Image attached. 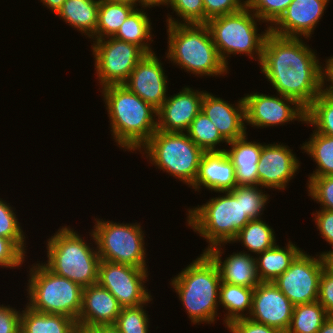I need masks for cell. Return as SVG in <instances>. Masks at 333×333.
<instances>
[{"label":"cell","instance_id":"cell-26","mask_svg":"<svg viewBox=\"0 0 333 333\" xmlns=\"http://www.w3.org/2000/svg\"><path fill=\"white\" fill-rule=\"evenodd\" d=\"M302 250L292 242H288L286 247L275 245L271 249L257 254L256 266L258 277L261 282H273L286 269Z\"/></svg>","mask_w":333,"mask_h":333},{"label":"cell","instance_id":"cell-16","mask_svg":"<svg viewBox=\"0 0 333 333\" xmlns=\"http://www.w3.org/2000/svg\"><path fill=\"white\" fill-rule=\"evenodd\" d=\"M155 52L146 54L123 84L143 101L159 109L167 98V76Z\"/></svg>","mask_w":333,"mask_h":333},{"label":"cell","instance_id":"cell-11","mask_svg":"<svg viewBox=\"0 0 333 333\" xmlns=\"http://www.w3.org/2000/svg\"><path fill=\"white\" fill-rule=\"evenodd\" d=\"M91 47L101 88L124 84L137 63L146 55L135 44L114 37L95 40Z\"/></svg>","mask_w":333,"mask_h":333},{"label":"cell","instance_id":"cell-43","mask_svg":"<svg viewBox=\"0 0 333 333\" xmlns=\"http://www.w3.org/2000/svg\"><path fill=\"white\" fill-rule=\"evenodd\" d=\"M25 253L10 239L0 237V266L18 268L23 264Z\"/></svg>","mask_w":333,"mask_h":333},{"label":"cell","instance_id":"cell-37","mask_svg":"<svg viewBox=\"0 0 333 333\" xmlns=\"http://www.w3.org/2000/svg\"><path fill=\"white\" fill-rule=\"evenodd\" d=\"M168 6L183 20L178 22L169 15L167 24H205L203 0H169Z\"/></svg>","mask_w":333,"mask_h":333},{"label":"cell","instance_id":"cell-29","mask_svg":"<svg viewBox=\"0 0 333 333\" xmlns=\"http://www.w3.org/2000/svg\"><path fill=\"white\" fill-rule=\"evenodd\" d=\"M151 22L144 10L136 8L123 22L117 33L113 36L121 41H126L140 47L146 54L153 53L150 44L153 42L151 35ZM149 45V46H148Z\"/></svg>","mask_w":333,"mask_h":333},{"label":"cell","instance_id":"cell-25","mask_svg":"<svg viewBox=\"0 0 333 333\" xmlns=\"http://www.w3.org/2000/svg\"><path fill=\"white\" fill-rule=\"evenodd\" d=\"M100 0H66L57 16L95 40Z\"/></svg>","mask_w":333,"mask_h":333},{"label":"cell","instance_id":"cell-3","mask_svg":"<svg viewBox=\"0 0 333 333\" xmlns=\"http://www.w3.org/2000/svg\"><path fill=\"white\" fill-rule=\"evenodd\" d=\"M220 274L214 261L203 252L171 284L193 322L213 323L219 306Z\"/></svg>","mask_w":333,"mask_h":333},{"label":"cell","instance_id":"cell-48","mask_svg":"<svg viewBox=\"0 0 333 333\" xmlns=\"http://www.w3.org/2000/svg\"><path fill=\"white\" fill-rule=\"evenodd\" d=\"M325 66L321 67V91L333 95V56L325 61ZM330 82L328 87L325 88V83Z\"/></svg>","mask_w":333,"mask_h":333},{"label":"cell","instance_id":"cell-20","mask_svg":"<svg viewBox=\"0 0 333 333\" xmlns=\"http://www.w3.org/2000/svg\"><path fill=\"white\" fill-rule=\"evenodd\" d=\"M201 111L212 121L219 133L229 142L245 136V103L241 98L235 107L220 97L205 91Z\"/></svg>","mask_w":333,"mask_h":333},{"label":"cell","instance_id":"cell-23","mask_svg":"<svg viewBox=\"0 0 333 333\" xmlns=\"http://www.w3.org/2000/svg\"><path fill=\"white\" fill-rule=\"evenodd\" d=\"M201 186L214 192L230 191L237 186L235 168L225 151L204 152L191 188L199 192Z\"/></svg>","mask_w":333,"mask_h":333},{"label":"cell","instance_id":"cell-19","mask_svg":"<svg viewBox=\"0 0 333 333\" xmlns=\"http://www.w3.org/2000/svg\"><path fill=\"white\" fill-rule=\"evenodd\" d=\"M330 0H292L270 32L282 37L311 38Z\"/></svg>","mask_w":333,"mask_h":333},{"label":"cell","instance_id":"cell-36","mask_svg":"<svg viewBox=\"0 0 333 333\" xmlns=\"http://www.w3.org/2000/svg\"><path fill=\"white\" fill-rule=\"evenodd\" d=\"M142 304L135 307H123L115 322L120 333H148L149 318Z\"/></svg>","mask_w":333,"mask_h":333},{"label":"cell","instance_id":"cell-4","mask_svg":"<svg viewBox=\"0 0 333 333\" xmlns=\"http://www.w3.org/2000/svg\"><path fill=\"white\" fill-rule=\"evenodd\" d=\"M166 57L186 72L199 76L227 74L206 24H167Z\"/></svg>","mask_w":333,"mask_h":333},{"label":"cell","instance_id":"cell-18","mask_svg":"<svg viewBox=\"0 0 333 333\" xmlns=\"http://www.w3.org/2000/svg\"><path fill=\"white\" fill-rule=\"evenodd\" d=\"M205 91L182 88L171 97L167 95L162 106L157 110V130L164 132L186 133L201 111Z\"/></svg>","mask_w":333,"mask_h":333},{"label":"cell","instance_id":"cell-27","mask_svg":"<svg viewBox=\"0 0 333 333\" xmlns=\"http://www.w3.org/2000/svg\"><path fill=\"white\" fill-rule=\"evenodd\" d=\"M21 312V333H74L77 321L64 315L35 311L27 306Z\"/></svg>","mask_w":333,"mask_h":333},{"label":"cell","instance_id":"cell-44","mask_svg":"<svg viewBox=\"0 0 333 333\" xmlns=\"http://www.w3.org/2000/svg\"><path fill=\"white\" fill-rule=\"evenodd\" d=\"M230 333H286L280 329L257 323L248 317L233 320L227 327Z\"/></svg>","mask_w":333,"mask_h":333},{"label":"cell","instance_id":"cell-13","mask_svg":"<svg viewBox=\"0 0 333 333\" xmlns=\"http://www.w3.org/2000/svg\"><path fill=\"white\" fill-rule=\"evenodd\" d=\"M323 269L320 254L312 257L302 250L273 282L293 305L311 303L318 300Z\"/></svg>","mask_w":333,"mask_h":333},{"label":"cell","instance_id":"cell-9","mask_svg":"<svg viewBox=\"0 0 333 333\" xmlns=\"http://www.w3.org/2000/svg\"><path fill=\"white\" fill-rule=\"evenodd\" d=\"M144 150H143V149ZM143 150L144 153L141 151ZM150 163L192 186L204 151L182 132L157 130L139 150Z\"/></svg>","mask_w":333,"mask_h":333},{"label":"cell","instance_id":"cell-2","mask_svg":"<svg viewBox=\"0 0 333 333\" xmlns=\"http://www.w3.org/2000/svg\"><path fill=\"white\" fill-rule=\"evenodd\" d=\"M101 90L113 139L125 151L140 150L157 131V109L123 84L109 85Z\"/></svg>","mask_w":333,"mask_h":333},{"label":"cell","instance_id":"cell-10","mask_svg":"<svg viewBox=\"0 0 333 333\" xmlns=\"http://www.w3.org/2000/svg\"><path fill=\"white\" fill-rule=\"evenodd\" d=\"M91 237L100 260L147 269L144 231L139 223L95 219Z\"/></svg>","mask_w":333,"mask_h":333},{"label":"cell","instance_id":"cell-28","mask_svg":"<svg viewBox=\"0 0 333 333\" xmlns=\"http://www.w3.org/2000/svg\"><path fill=\"white\" fill-rule=\"evenodd\" d=\"M254 288L240 285L220 283L219 286V305H223L227 310L224 323L228 326L233 320L248 317L252 309ZM248 310V311H247ZM247 311V314L244 313ZM244 313V314H243Z\"/></svg>","mask_w":333,"mask_h":333},{"label":"cell","instance_id":"cell-46","mask_svg":"<svg viewBox=\"0 0 333 333\" xmlns=\"http://www.w3.org/2000/svg\"><path fill=\"white\" fill-rule=\"evenodd\" d=\"M317 301L330 316H333V274L325 269H323L320 277Z\"/></svg>","mask_w":333,"mask_h":333},{"label":"cell","instance_id":"cell-45","mask_svg":"<svg viewBox=\"0 0 333 333\" xmlns=\"http://www.w3.org/2000/svg\"><path fill=\"white\" fill-rule=\"evenodd\" d=\"M0 333H21L20 310L0 305Z\"/></svg>","mask_w":333,"mask_h":333},{"label":"cell","instance_id":"cell-42","mask_svg":"<svg viewBox=\"0 0 333 333\" xmlns=\"http://www.w3.org/2000/svg\"><path fill=\"white\" fill-rule=\"evenodd\" d=\"M203 3L205 24L211 18L233 14L246 7V0H203Z\"/></svg>","mask_w":333,"mask_h":333},{"label":"cell","instance_id":"cell-14","mask_svg":"<svg viewBox=\"0 0 333 333\" xmlns=\"http://www.w3.org/2000/svg\"><path fill=\"white\" fill-rule=\"evenodd\" d=\"M278 95L270 96L256 92L244 96L247 125L266 128L294 120L305 123L306 109L295 99Z\"/></svg>","mask_w":333,"mask_h":333},{"label":"cell","instance_id":"cell-54","mask_svg":"<svg viewBox=\"0 0 333 333\" xmlns=\"http://www.w3.org/2000/svg\"><path fill=\"white\" fill-rule=\"evenodd\" d=\"M100 333H120L115 325H100Z\"/></svg>","mask_w":333,"mask_h":333},{"label":"cell","instance_id":"cell-53","mask_svg":"<svg viewBox=\"0 0 333 333\" xmlns=\"http://www.w3.org/2000/svg\"><path fill=\"white\" fill-rule=\"evenodd\" d=\"M317 333H333V316H329Z\"/></svg>","mask_w":333,"mask_h":333},{"label":"cell","instance_id":"cell-52","mask_svg":"<svg viewBox=\"0 0 333 333\" xmlns=\"http://www.w3.org/2000/svg\"><path fill=\"white\" fill-rule=\"evenodd\" d=\"M141 6L146 9L147 7H155L159 5H168L169 0H140Z\"/></svg>","mask_w":333,"mask_h":333},{"label":"cell","instance_id":"cell-22","mask_svg":"<svg viewBox=\"0 0 333 333\" xmlns=\"http://www.w3.org/2000/svg\"><path fill=\"white\" fill-rule=\"evenodd\" d=\"M221 246L216 245L205 251V253L216 264L221 282L232 285H240L255 288L261 281L258 277L256 259L251 254L237 252L226 257L222 262Z\"/></svg>","mask_w":333,"mask_h":333},{"label":"cell","instance_id":"cell-31","mask_svg":"<svg viewBox=\"0 0 333 333\" xmlns=\"http://www.w3.org/2000/svg\"><path fill=\"white\" fill-rule=\"evenodd\" d=\"M310 137L301 146L318 165L309 177L333 176V137L314 130Z\"/></svg>","mask_w":333,"mask_h":333},{"label":"cell","instance_id":"cell-35","mask_svg":"<svg viewBox=\"0 0 333 333\" xmlns=\"http://www.w3.org/2000/svg\"><path fill=\"white\" fill-rule=\"evenodd\" d=\"M305 123L317 133L333 137V95L321 92L306 108Z\"/></svg>","mask_w":333,"mask_h":333},{"label":"cell","instance_id":"cell-39","mask_svg":"<svg viewBox=\"0 0 333 333\" xmlns=\"http://www.w3.org/2000/svg\"><path fill=\"white\" fill-rule=\"evenodd\" d=\"M292 0H246V6L271 27L285 12Z\"/></svg>","mask_w":333,"mask_h":333},{"label":"cell","instance_id":"cell-1","mask_svg":"<svg viewBox=\"0 0 333 333\" xmlns=\"http://www.w3.org/2000/svg\"><path fill=\"white\" fill-rule=\"evenodd\" d=\"M303 41L301 37H282L269 32L259 65L278 94L295 99L306 109L322 92V65L314 50Z\"/></svg>","mask_w":333,"mask_h":333},{"label":"cell","instance_id":"cell-50","mask_svg":"<svg viewBox=\"0 0 333 333\" xmlns=\"http://www.w3.org/2000/svg\"><path fill=\"white\" fill-rule=\"evenodd\" d=\"M65 1L66 0H41L40 2H42L45 7L50 9L51 12L53 11V13L57 14Z\"/></svg>","mask_w":333,"mask_h":333},{"label":"cell","instance_id":"cell-12","mask_svg":"<svg viewBox=\"0 0 333 333\" xmlns=\"http://www.w3.org/2000/svg\"><path fill=\"white\" fill-rule=\"evenodd\" d=\"M147 270L100 260L97 283L106 288L122 308L140 306L153 300L144 286Z\"/></svg>","mask_w":333,"mask_h":333},{"label":"cell","instance_id":"cell-33","mask_svg":"<svg viewBox=\"0 0 333 333\" xmlns=\"http://www.w3.org/2000/svg\"><path fill=\"white\" fill-rule=\"evenodd\" d=\"M274 230L260 219L250 220L237 234L233 242L243 243L248 251L256 255L276 245Z\"/></svg>","mask_w":333,"mask_h":333},{"label":"cell","instance_id":"cell-49","mask_svg":"<svg viewBox=\"0 0 333 333\" xmlns=\"http://www.w3.org/2000/svg\"><path fill=\"white\" fill-rule=\"evenodd\" d=\"M324 269L333 274V249L322 252L321 254Z\"/></svg>","mask_w":333,"mask_h":333},{"label":"cell","instance_id":"cell-38","mask_svg":"<svg viewBox=\"0 0 333 333\" xmlns=\"http://www.w3.org/2000/svg\"><path fill=\"white\" fill-rule=\"evenodd\" d=\"M10 204L0 199V237L12 240L24 253L25 235Z\"/></svg>","mask_w":333,"mask_h":333},{"label":"cell","instance_id":"cell-15","mask_svg":"<svg viewBox=\"0 0 333 333\" xmlns=\"http://www.w3.org/2000/svg\"><path fill=\"white\" fill-rule=\"evenodd\" d=\"M294 305L274 282H260L253 293L252 309L248 318L286 332Z\"/></svg>","mask_w":333,"mask_h":333},{"label":"cell","instance_id":"cell-32","mask_svg":"<svg viewBox=\"0 0 333 333\" xmlns=\"http://www.w3.org/2000/svg\"><path fill=\"white\" fill-rule=\"evenodd\" d=\"M329 316L318 301L294 305L286 333H317Z\"/></svg>","mask_w":333,"mask_h":333},{"label":"cell","instance_id":"cell-34","mask_svg":"<svg viewBox=\"0 0 333 333\" xmlns=\"http://www.w3.org/2000/svg\"><path fill=\"white\" fill-rule=\"evenodd\" d=\"M186 133L204 152L224 151L225 149H219L216 146L221 142L228 143V141L219 133V130L212 121L202 111H200L192 121Z\"/></svg>","mask_w":333,"mask_h":333},{"label":"cell","instance_id":"cell-40","mask_svg":"<svg viewBox=\"0 0 333 333\" xmlns=\"http://www.w3.org/2000/svg\"><path fill=\"white\" fill-rule=\"evenodd\" d=\"M307 185L309 196L320 208L333 211V176L309 177Z\"/></svg>","mask_w":333,"mask_h":333},{"label":"cell","instance_id":"cell-17","mask_svg":"<svg viewBox=\"0 0 333 333\" xmlns=\"http://www.w3.org/2000/svg\"><path fill=\"white\" fill-rule=\"evenodd\" d=\"M300 162L292 150L283 143L263 144L258 169V185L269 189L285 190L299 169Z\"/></svg>","mask_w":333,"mask_h":333},{"label":"cell","instance_id":"cell-55","mask_svg":"<svg viewBox=\"0 0 333 333\" xmlns=\"http://www.w3.org/2000/svg\"><path fill=\"white\" fill-rule=\"evenodd\" d=\"M109 1H113V2H118V3H125V4H129L133 7H137V2L139 3V6L141 4L140 0H109Z\"/></svg>","mask_w":333,"mask_h":333},{"label":"cell","instance_id":"cell-6","mask_svg":"<svg viewBox=\"0 0 333 333\" xmlns=\"http://www.w3.org/2000/svg\"><path fill=\"white\" fill-rule=\"evenodd\" d=\"M76 231L65 226L47 241L44 265L54 274L66 277L80 286L96 284L100 256Z\"/></svg>","mask_w":333,"mask_h":333},{"label":"cell","instance_id":"cell-7","mask_svg":"<svg viewBox=\"0 0 333 333\" xmlns=\"http://www.w3.org/2000/svg\"><path fill=\"white\" fill-rule=\"evenodd\" d=\"M257 21L261 20L247 6L236 13L217 16L207 21L213 43L226 66L227 59L232 54H247L261 63L264 42L270 27L259 34Z\"/></svg>","mask_w":333,"mask_h":333},{"label":"cell","instance_id":"cell-30","mask_svg":"<svg viewBox=\"0 0 333 333\" xmlns=\"http://www.w3.org/2000/svg\"><path fill=\"white\" fill-rule=\"evenodd\" d=\"M135 9L129 4L100 0L95 40L113 37Z\"/></svg>","mask_w":333,"mask_h":333},{"label":"cell","instance_id":"cell-51","mask_svg":"<svg viewBox=\"0 0 333 333\" xmlns=\"http://www.w3.org/2000/svg\"><path fill=\"white\" fill-rule=\"evenodd\" d=\"M74 333H100V325L96 327H89L77 324Z\"/></svg>","mask_w":333,"mask_h":333},{"label":"cell","instance_id":"cell-5","mask_svg":"<svg viewBox=\"0 0 333 333\" xmlns=\"http://www.w3.org/2000/svg\"><path fill=\"white\" fill-rule=\"evenodd\" d=\"M218 193L225 195L187 209L188 226L209 242L204 252L216 245L233 243L238 232L251 220L242 207V185Z\"/></svg>","mask_w":333,"mask_h":333},{"label":"cell","instance_id":"cell-41","mask_svg":"<svg viewBox=\"0 0 333 333\" xmlns=\"http://www.w3.org/2000/svg\"><path fill=\"white\" fill-rule=\"evenodd\" d=\"M267 200L269 195L265 194L259 185H242V207L251 220L260 219Z\"/></svg>","mask_w":333,"mask_h":333},{"label":"cell","instance_id":"cell-21","mask_svg":"<svg viewBox=\"0 0 333 333\" xmlns=\"http://www.w3.org/2000/svg\"><path fill=\"white\" fill-rule=\"evenodd\" d=\"M117 299L98 283L83 288L82 309L77 324L96 327L114 325L121 311Z\"/></svg>","mask_w":333,"mask_h":333},{"label":"cell","instance_id":"cell-24","mask_svg":"<svg viewBox=\"0 0 333 333\" xmlns=\"http://www.w3.org/2000/svg\"><path fill=\"white\" fill-rule=\"evenodd\" d=\"M247 134L239 139L229 141L231 149H225L228 158L235 168L237 186L258 185L257 164L263 144L248 142Z\"/></svg>","mask_w":333,"mask_h":333},{"label":"cell","instance_id":"cell-47","mask_svg":"<svg viewBox=\"0 0 333 333\" xmlns=\"http://www.w3.org/2000/svg\"><path fill=\"white\" fill-rule=\"evenodd\" d=\"M317 229L320 231L321 237L324 238L333 248V211L321 209L312 213Z\"/></svg>","mask_w":333,"mask_h":333},{"label":"cell","instance_id":"cell-8","mask_svg":"<svg viewBox=\"0 0 333 333\" xmlns=\"http://www.w3.org/2000/svg\"><path fill=\"white\" fill-rule=\"evenodd\" d=\"M27 306L48 314L64 315L77 321L82 309L83 287L50 271L44 263L30 268Z\"/></svg>","mask_w":333,"mask_h":333}]
</instances>
